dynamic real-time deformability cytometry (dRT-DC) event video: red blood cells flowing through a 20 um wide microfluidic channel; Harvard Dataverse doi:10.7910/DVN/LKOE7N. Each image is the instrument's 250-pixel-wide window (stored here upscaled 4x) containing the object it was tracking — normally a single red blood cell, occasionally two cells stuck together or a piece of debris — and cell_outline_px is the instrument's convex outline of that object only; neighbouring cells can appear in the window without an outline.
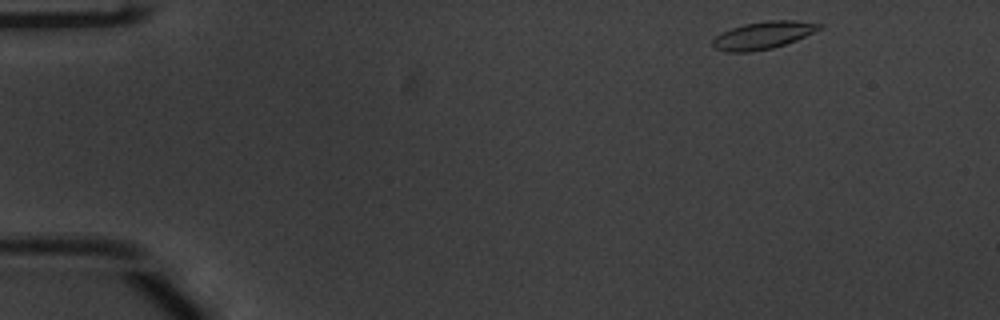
{"species": "common noctule bat (a hibernating species)", "species_latin": "Nyctalus noctula", "temperature_condition": "warm", "stored_images_in_passage": 48, "camera_frame_rate_fps": 3000, "um_per_image_px": 0.085, "animal": {"sex": "male", "body_mass_g": 20.1, "forearm_length_mm": 53.5}, "frame": {"image": 1, "passage_image": 1, "time_ms": 0.0, "image_size_px": [1000, 320], "cell_outline_px": [[824, 28], [796, 40], [772, 48], [752, 52], [728, 52], [712, 48], [712, 40], [716, 36], [732, 28], [744, 24], [768, 20], [792, 20], [824, 24]], "centroid_in_image_um": [64.88, 3.0], "position_along_channel_um": 20.1, "area_um2": 17.11}}
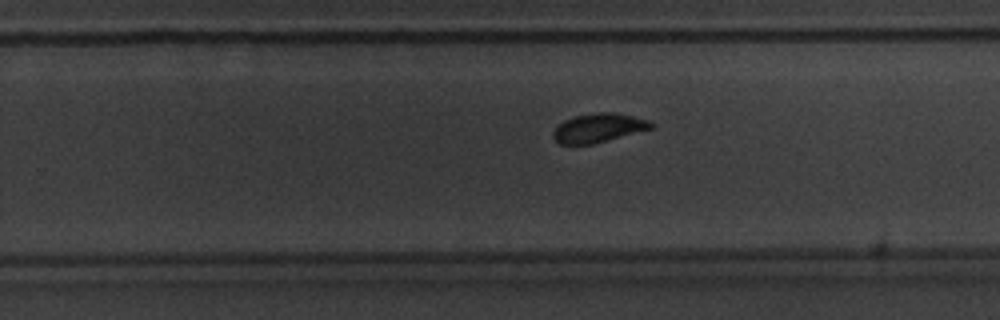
{"frame": {"image": 2, "passage_image": 29, "time_ms": 9.333, "image_size_px": [1000, 320], "cell_outline_px": [[652, 128], [592, 144], [560, 144], [552, 136], [552, 132], [564, 120], [576, 116], [596, 112], [616, 112], [648, 120], [652, 124]], "centroid_in_image_um": [50.84, 10.86], "position_along_channel_um": 279.0, "area_um2": 16.18}}
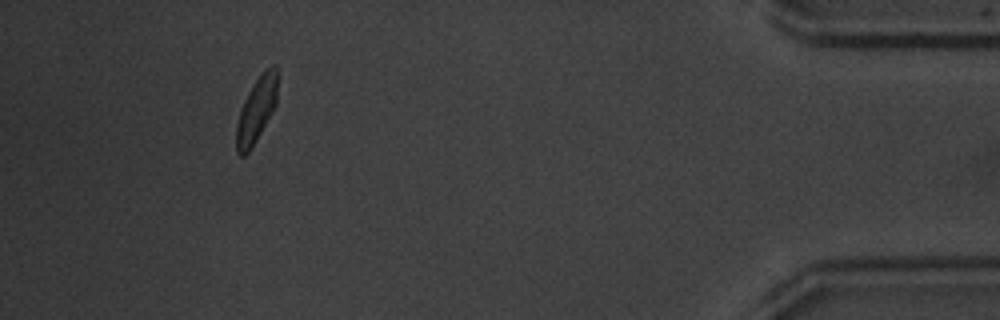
{"frame": {"image": 3, "passage_image": 44, "time_ms": 14.333, "image_size_px": [1000, 320], "cell_outline_px": [[276, 104], [272, 112], [252, 148], [244, 156], [240, 156], [236, 152], [236, 124], [244, 100], [252, 84], [264, 68], [272, 64], [276, 64]], "centroid_in_image_um": [21.78, 9.34], "position_along_channel_um": 413.4, "area_um2": 15.61}, "authors_computed_cell_mechanics": {"area_um2": 16.8487, "velocity_mm_per_s": 3.8344, "shape_relaxation_time_tau1_ms": 4.3752, "shape_relaxation_time_tau2_ms": 1.5783, "deformation_change_tau1": 0.1586, "deformation_change_tau2": 0.0718}}